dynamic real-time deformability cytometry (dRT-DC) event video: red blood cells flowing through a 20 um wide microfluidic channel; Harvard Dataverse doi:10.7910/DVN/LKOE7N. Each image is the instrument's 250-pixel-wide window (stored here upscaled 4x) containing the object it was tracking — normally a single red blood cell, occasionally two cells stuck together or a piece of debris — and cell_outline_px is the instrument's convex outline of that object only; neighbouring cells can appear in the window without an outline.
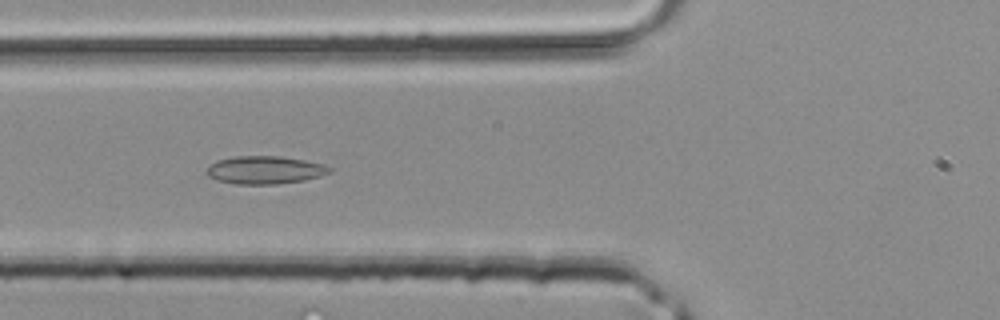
{"species": "common noctule bat (a hibernating species)", "species_latin": "Nyctalus noctula", "temperature_condition": "room temperature", "stored_images_in_passage": 41, "segment_of_instrument_passage": [1, 2], "camera_frame_rate_fps": 3000, "um_per_image_px": 0.085, "animal": {"sex": "male", "body_mass_g": 20.4}, "frame": {"image": 1, "passage_image": 14, "time_ms": 4.333, "image_size_px": [1000, 320], "cell_outline_px": [[332, 172], [320, 176], [304, 180], [276, 184], [236, 184], [216, 180], [208, 176], [204, 172], [216, 160], [236, 156], [280, 156], [304, 160], [320, 164], [332, 168]], "centroid_in_image_um": [22.49, 14.45], "position_along_channel_um": 103.3, "area_um2": 19.94}}
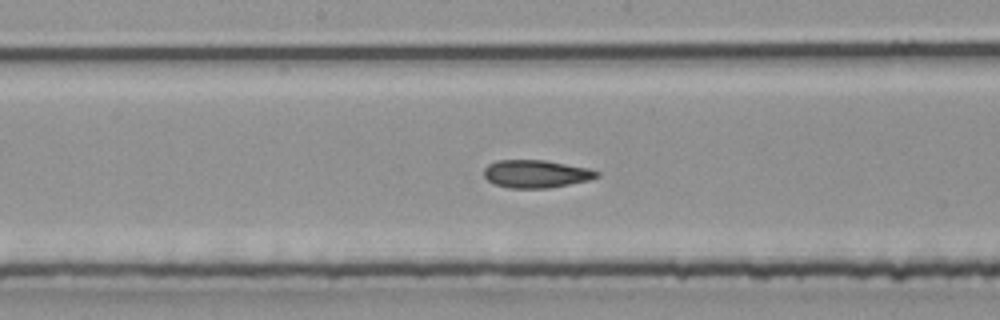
{"frame": {"image": 2, "passage_image": 20, "time_ms": 6.333, "image_size_px": [1000, 320], "cell_outline_px": [[600, 176], [588, 180], [548, 188], [508, 188], [496, 184], [488, 180], [484, 176], [484, 168], [488, 164], [496, 160], [544, 160], [588, 168], [600, 172]], "centroid_in_image_um": [45.55, 14.77], "position_along_channel_um": 202.7, "area_um2": 18.21}}
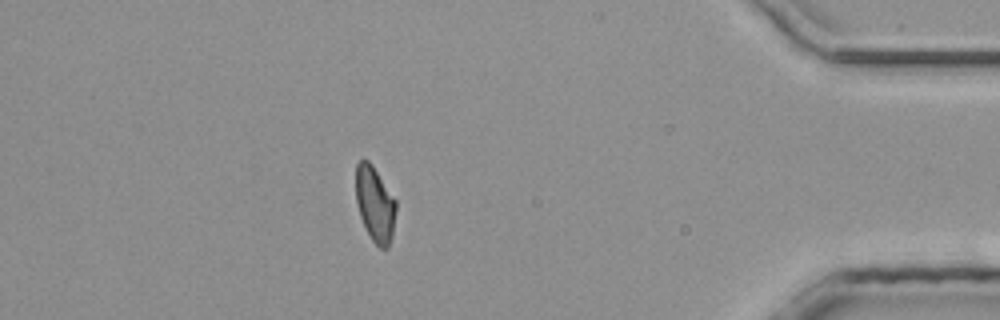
{"frame": {"image": 3, "passage_image": 35, "time_ms": 11.333, "image_size_px": [1000, 320], "cell_outline_px": [[396, 208], [392, 236], [388, 248], [380, 248], [372, 240], [360, 216], [356, 200], [356, 164], [360, 160], [368, 160], [372, 164], [396, 200]], "centroid_in_image_um": [31.88, 17.33], "position_along_channel_um": 403.3, "area_um2": 17.46}}